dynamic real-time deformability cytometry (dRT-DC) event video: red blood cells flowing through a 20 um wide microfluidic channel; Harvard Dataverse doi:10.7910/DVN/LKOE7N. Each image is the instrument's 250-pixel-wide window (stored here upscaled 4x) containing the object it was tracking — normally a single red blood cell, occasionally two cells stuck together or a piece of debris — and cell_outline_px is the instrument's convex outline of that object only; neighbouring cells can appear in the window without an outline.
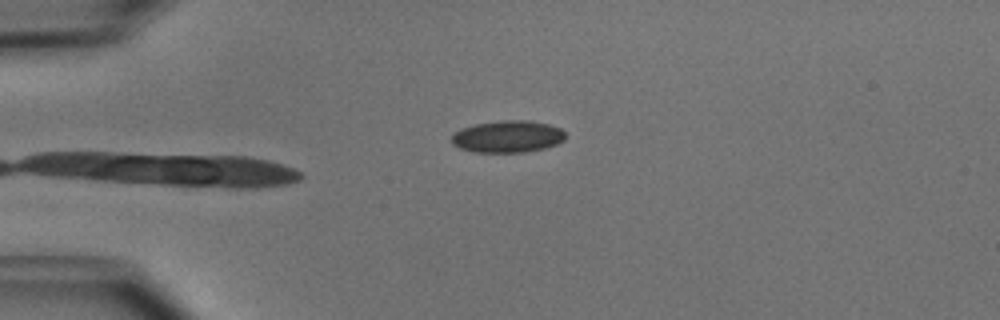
{"species": "common noctule bat (a hibernating species)", "species_latin": "Nyctalus noctula", "temperature_condition": "cold", "stored_images_in_passage": 34, "camera_frame_rate_fps": 3000, "um_per_image_px": 0.085, "animal": {"sex": "male", "body_mass_g": 15.6}, "frame": {"image": 1, "passage_image": 1, "time_ms": 0.0, "image_size_px": [1000, 320], "cell_outline_px": [[564, 140], [556, 144], [544, 148], [524, 152], [472, 152], [460, 148], [452, 144], [452, 136], [460, 128], [476, 124], [504, 120], [528, 120], [548, 124], [560, 128], [564, 132]], "centroid_in_image_um": [43.14, 11.61], "position_along_channel_um": 41.9, "area_um2": 21.1}}
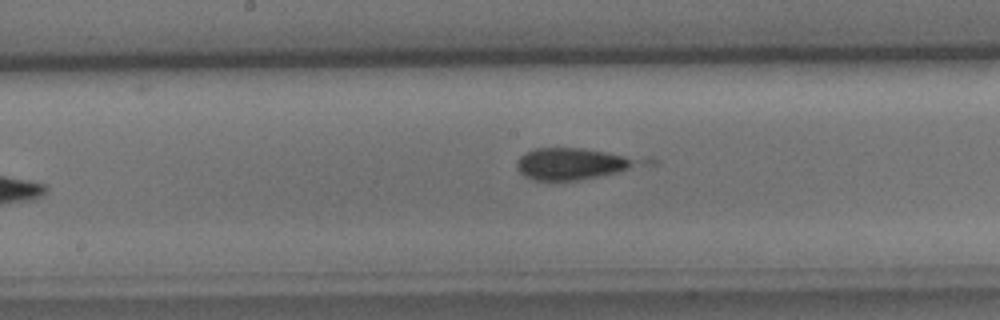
{"frame": {"image": 2, "passage_image": 15, "time_ms": 4.667, "image_size_px": [1000, 320], "cell_outline_px": [[660, 160], [656, 164], [576, 180], [532, 180], [524, 176], [516, 168], [516, 160], [520, 156], [536, 148], [584, 148], [652, 156]], "centroid_in_image_um": [49.07, 13.88], "position_along_channel_um": 199.1, "area_um2": 24.28}}
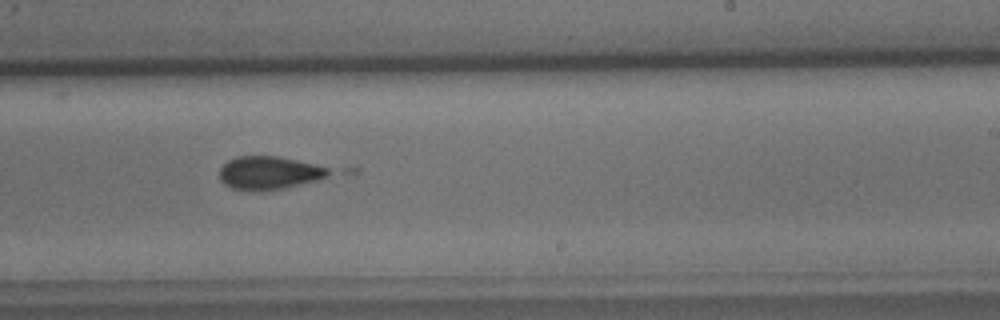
{"frame": {"image": 3, "passage_image": 20, "time_ms": 6.333, "image_size_px": [1000, 320], "cell_outline_px": [[360, 172], [284, 188], [260, 192], [232, 188], [224, 184], [220, 180], [220, 168], [228, 160], [236, 156], [276, 156], [360, 168]], "centroid_in_image_um": [23.54, 14.67], "position_along_channel_um": 265.5, "area_um2": 24.22}}